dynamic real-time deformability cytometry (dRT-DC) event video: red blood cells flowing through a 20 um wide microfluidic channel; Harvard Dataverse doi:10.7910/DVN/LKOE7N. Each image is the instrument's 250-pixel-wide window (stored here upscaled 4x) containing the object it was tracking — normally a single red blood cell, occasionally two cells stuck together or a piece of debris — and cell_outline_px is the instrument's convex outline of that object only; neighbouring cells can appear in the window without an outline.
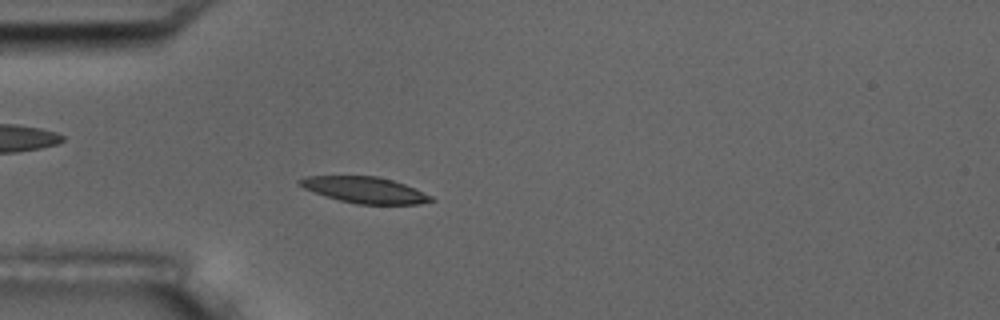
{"species": "common noctule bat (a hibernating species)", "species_latin": "Nyctalus noctula", "temperature_condition": "room temperature", "stored_images_in_passage": 6, "camera_frame_rate_fps": 3000, "um_per_image_px": 0.085, "animal": {"sex": "male", "body_mass_g": 17.5, "forearm_length_mm": 52.3}, "frame": {"image": 1, "passage_image": 6, "time_ms": 5.667, "image_size_px": [1000, 320], "cell_outline_px": [[436, 200], [420, 204], [356, 204], [324, 196], [304, 188], [296, 184], [296, 180], [308, 176], [376, 176], [392, 180], [404, 184], [432, 196]], "centroid_in_image_um": [30.98, 16.15], "position_along_channel_um": 54.0, "area_um2": 20.0}}